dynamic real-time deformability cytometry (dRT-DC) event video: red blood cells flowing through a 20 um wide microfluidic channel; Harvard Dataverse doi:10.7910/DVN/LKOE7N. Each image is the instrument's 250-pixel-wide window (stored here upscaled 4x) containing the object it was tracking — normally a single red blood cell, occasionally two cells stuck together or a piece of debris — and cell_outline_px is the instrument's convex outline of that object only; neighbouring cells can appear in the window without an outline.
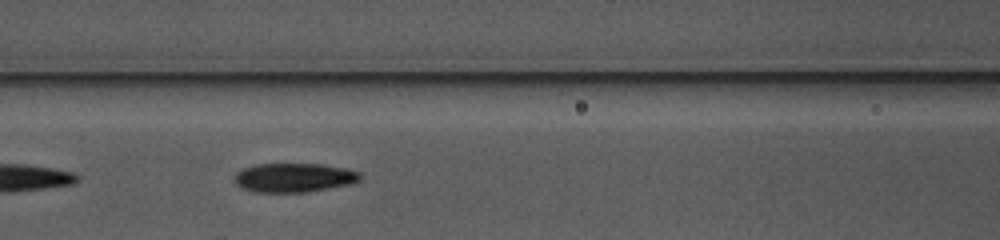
{"species": "common noctule bat (a hibernating species)", "species_latin": "Nyctalus noctula", "temperature_condition": "warm", "stored_images_in_passage": 15, "camera_frame_rate_fps": 3000, "um_per_image_px": 0.085, "animal": {"sex": "female", "body_mass_g": 10.0, "forearm_length_mm": 53.1}, "frame": {"image": 1, "passage_image": 7, "time_ms": 2.0, "image_size_px": [1000, 240], "cell_outline_px": [[360, 180], [352, 184], [304, 192], [256, 192], [240, 188], [236, 184], [236, 172], [244, 168], [256, 164], [320, 164], [344, 168], [360, 172]], "centroid_in_image_um": [24.98, 15.1], "position_along_channel_um": 141.6, "area_um2": 21.15}}
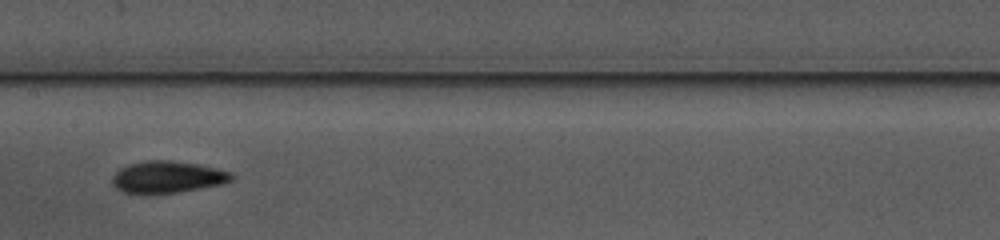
{"frame": {"image": 2, "passage_image": 11, "time_ms": 3.333, "image_size_px": [1000, 240], "cell_outline_px": [[236, 176], [232, 180], [224, 184], [176, 192], [124, 192], [116, 188], [112, 184], [112, 176], [120, 168], [144, 160], [168, 160], [196, 164], [216, 168], [232, 172]], "centroid_in_image_um": [14.28, 15.03], "position_along_channel_um": 193.1, "area_um2": 21.79}}